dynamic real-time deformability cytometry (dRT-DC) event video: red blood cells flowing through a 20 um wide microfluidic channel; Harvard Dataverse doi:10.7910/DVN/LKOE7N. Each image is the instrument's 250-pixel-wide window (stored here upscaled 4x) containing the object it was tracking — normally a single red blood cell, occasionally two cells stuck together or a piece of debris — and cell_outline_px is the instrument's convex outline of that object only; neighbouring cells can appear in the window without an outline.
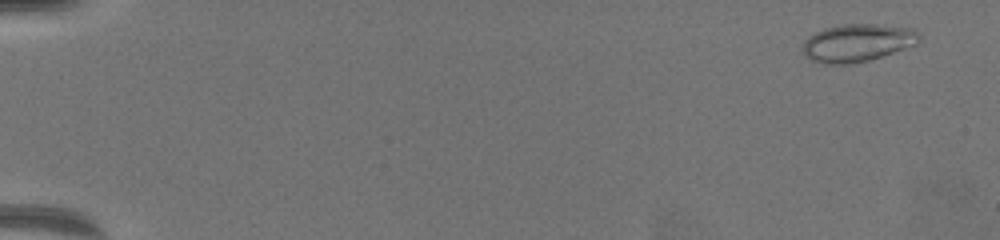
{"species": "common noctule bat (a hibernating species)", "species_latin": "Nyctalus noctula", "temperature_condition": "warm", "stored_images_in_passage": 29, "camera_frame_rate_fps": 3000, "um_per_image_px": 0.085, "animal": {"sex": "female", "body_mass_g": 19.5, "forearm_length_mm": 54.1}, "frame": {"image": 1, "passage_image": 4, "time_ms": 1.0, "image_size_px": [1000, 240], "cell_outline_px": [[920, 40], [916, 44], [868, 60], [852, 64], [824, 64], [812, 60], [804, 56], [800, 48], [804, 40], [808, 36], [824, 28], [844, 24], [876, 24], [912, 28], [920, 36]], "centroid_in_image_um": [72.81, 3.64], "position_along_channel_um": 12.2, "area_um2": 25.61}}